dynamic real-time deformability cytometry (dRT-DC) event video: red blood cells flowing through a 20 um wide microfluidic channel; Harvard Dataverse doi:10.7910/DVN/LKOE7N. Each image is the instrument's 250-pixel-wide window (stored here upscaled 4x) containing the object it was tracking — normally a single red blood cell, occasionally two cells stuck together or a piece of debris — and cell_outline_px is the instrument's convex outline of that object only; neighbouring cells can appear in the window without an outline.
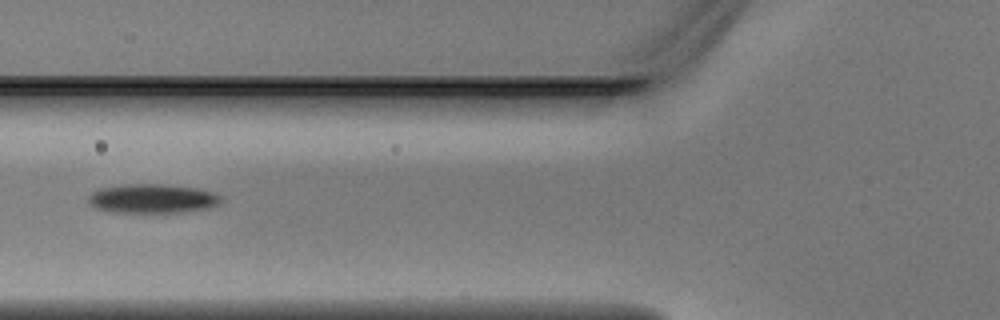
{"species": "Egyptian fruit bat (a non-hibernating species)", "species_latin": "Rousettus aegyptiacus", "temperature_condition": "warm", "stored_images_in_passage": 5, "camera_frame_rate_fps": 3000, "um_per_image_px": 0.085, "animal": {"sex": "male"}, "frame": {"image": 1, "passage_image": 5, "time_ms": 1.333, "image_size_px": [1000, 320], "cell_outline_px": [[224, 200], [220, 204], [212, 208], [184, 212], [108, 212], [96, 208], [88, 204], [88, 196], [92, 192], [100, 188], [124, 184], [164, 184], [196, 188], [212, 192], [220, 196]], "centroid_in_image_um": [12.97, 16.88], "position_along_channel_um": 112.8, "area_um2": 22.83}}